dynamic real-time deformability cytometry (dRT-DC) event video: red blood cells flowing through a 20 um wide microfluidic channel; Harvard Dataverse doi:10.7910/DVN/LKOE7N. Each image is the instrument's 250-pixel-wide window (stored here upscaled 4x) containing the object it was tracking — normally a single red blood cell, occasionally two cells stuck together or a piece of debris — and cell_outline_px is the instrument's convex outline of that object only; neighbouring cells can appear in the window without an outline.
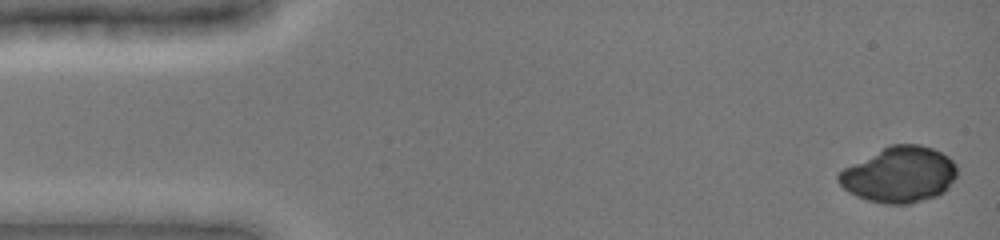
{"species": "common noctule bat (a hibernating species)", "species_latin": "Nyctalus noctula", "temperature_condition": "cold", "stored_images_in_passage": 29, "camera_frame_rate_fps": 3000, "um_per_image_px": 0.085, "animal": {"sex": "female", "body_mass_g": 19.0, "forearm_length_mm": 51.5}, "frame": {"image": 1, "passage_image": 1, "time_ms": 0.0, "image_size_px": [1000, 240], "cell_outline_px": [[956, 176], [948, 188], [944, 192], [936, 196], [912, 204], [884, 204], [868, 200], [856, 196], [848, 192], [836, 180], [836, 176], [844, 168], [892, 144], [920, 144], [932, 148], [948, 156], [956, 164]], "centroid_in_image_um": [76.46, 14.86], "position_along_channel_um": 8.5, "area_um2": 38.38}}